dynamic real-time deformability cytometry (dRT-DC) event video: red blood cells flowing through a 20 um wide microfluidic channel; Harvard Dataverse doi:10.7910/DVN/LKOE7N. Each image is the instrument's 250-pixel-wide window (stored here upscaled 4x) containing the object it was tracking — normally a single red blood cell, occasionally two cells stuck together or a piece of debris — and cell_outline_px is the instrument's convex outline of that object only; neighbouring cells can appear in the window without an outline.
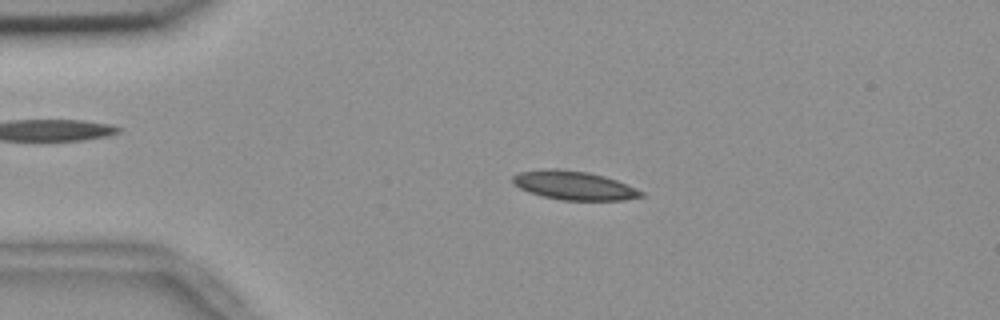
{"species": "common noctule bat (a hibernating species)", "species_latin": "Nyctalus noctula", "temperature_condition": "room temperature", "stored_images_in_passage": 26, "camera_frame_rate_fps": 3000, "um_per_image_px": 0.085, "animal": {"sex": "female", "body_mass_g": 18.4}, "frame": {"image": 1, "passage_image": 11, "time_ms": 3.333, "image_size_px": [1000, 320], "cell_outline_px": [[644, 196], [624, 200], [560, 200], [528, 192], [512, 184], [512, 176], [520, 172], [540, 168], [556, 168], [588, 172], [604, 176], [616, 180], [644, 192]], "centroid_in_image_um": [48.74, 15.75], "position_along_channel_um": 36.3, "area_um2": 21.62}}
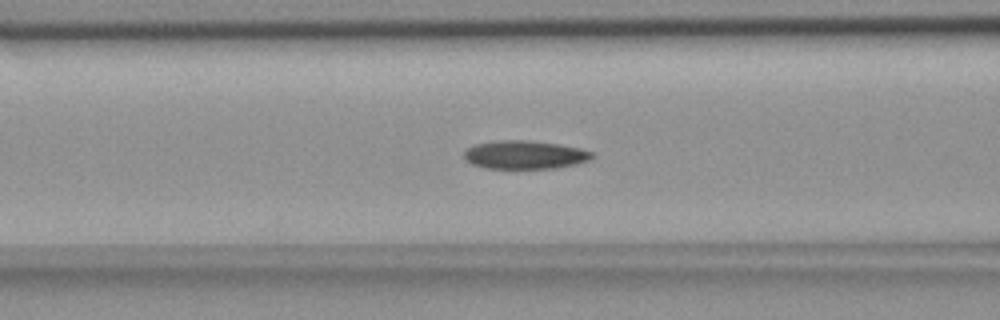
{"frame": {"image": 2, "passage_image": 21, "time_ms": 6.667, "image_size_px": [1000, 320], "cell_outline_px": [[596, 156], [592, 160], [576, 164], [556, 168], [484, 168], [472, 164], [464, 160], [464, 152], [468, 148], [476, 144], [496, 140], [528, 140], [560, 144], [580, 148], [592, 152]], "centroid_in_image_um": [44.64, 13.15], "position_along_channel_um": 122.0, "area_um2": 21.39}}
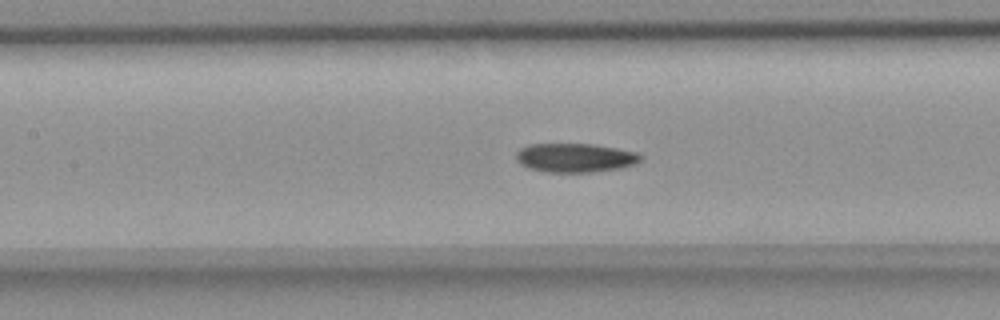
{"frame": {"image": 3, "passage_image": 24, "time_ms": 7.667, "image_size_px": [1000, 320], "cell_outline_px": [[644, 156], [636, 164], [620, 168], [592, 172], [544, 172], [528, 168], [520, 164], [516, 160], [516, 152], [520, 148], [528, 144], [592, 144], [640, 152]], "centroid_in_image_um": [48.89, 13.41], "position_along_channel_um": 158.5, "area_um2": 21.27}}